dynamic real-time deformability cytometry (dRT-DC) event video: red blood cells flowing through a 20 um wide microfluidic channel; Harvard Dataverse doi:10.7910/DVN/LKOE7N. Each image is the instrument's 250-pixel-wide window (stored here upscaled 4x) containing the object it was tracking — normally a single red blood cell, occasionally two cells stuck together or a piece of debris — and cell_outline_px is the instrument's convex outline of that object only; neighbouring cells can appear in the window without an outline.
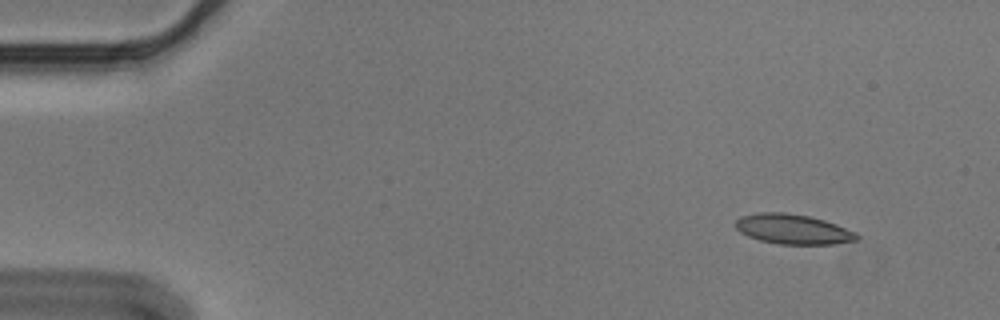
{"species": "Egyptian fruit bat (a non-hibernating species)", "species_latin": "Rousettus aegyptiacus", "temperature_condition": "cold", "stored_images_in_passage": 5, "camera_frame_rate_fps": 3000, "um_per_image_px": 0.085, "animal": {"sex": "male"}, "frame": {"image": 1, "passage_image": 2, "time_ms": 0.333, "image_size_px": [1000, 320], "cell_outline_px": [[860, 236], [856, 240], [832, 244], [780, 244], [760, 240], [748, 236], [740, 232], [736, 228], [736, 220], [740, 216], [760, 212], [784, 212], [808, 216], [824, 220], [836, 224], [856, 232]], "centroid_in_image_um": [67.4, 19.47], "position_along_channel_um": 17.6, "area_um2": 21.04}}